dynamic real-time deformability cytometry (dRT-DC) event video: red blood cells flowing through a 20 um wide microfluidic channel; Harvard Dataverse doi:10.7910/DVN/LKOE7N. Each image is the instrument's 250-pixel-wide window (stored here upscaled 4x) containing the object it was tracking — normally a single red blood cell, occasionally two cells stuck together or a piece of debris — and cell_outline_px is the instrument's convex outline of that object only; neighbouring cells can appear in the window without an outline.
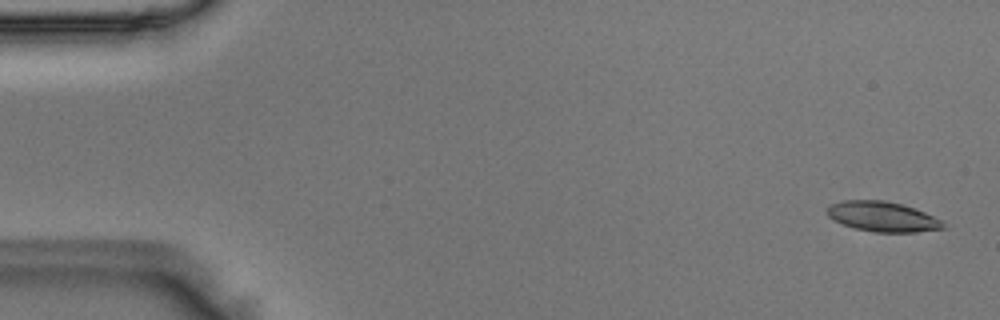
{"species": "Egyptian fruit bat (a non-hibernating species)", "species_latin": "Rousettus aegyptiacus", "temperature_condition": "room temperature", "stored_images_in_passage": 51, "camera_frame_rate_fps": 3000, "um_per_image_px": 0.085, "animal": {"sex": "male"}, "frame": {"image": 1, "passage_image": 2, "time_ms": 0.333, "image_size_px": [1000, 320], "cell_outline_px": [[948, 228], [916, 232], [876, 232], [856, 228], [832, 220], [828, 216], [828, 208], [832, 204], [844, 200], [884, 200], [900, 204], [924, 212], [940, 220]], "centroid_in_image_um": [75.02, 18.42], "position_along_channel_um": 10.0, "area_um2": 20.0}}
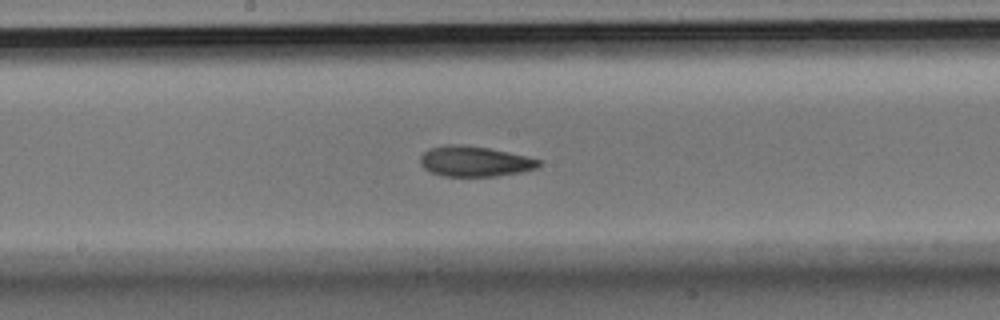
{"frame": {"image": 2, "passage_image": 27, "time_ms": 8.667, "image_size_px": [1000, 320], "cell_outline_px": [[544, 160], [536, 168], [520, 172], [496, 176], [444, 176], [432, 172], [424, 168], [420, 164], [420, 156], [428, 148], [444, 144], [464, 144], [488, 148], [508, 152]], "centroid_in_image_um": [40.33, 13.7], "position_along_channel_um": 207.9, "area_um2": 21.1}}
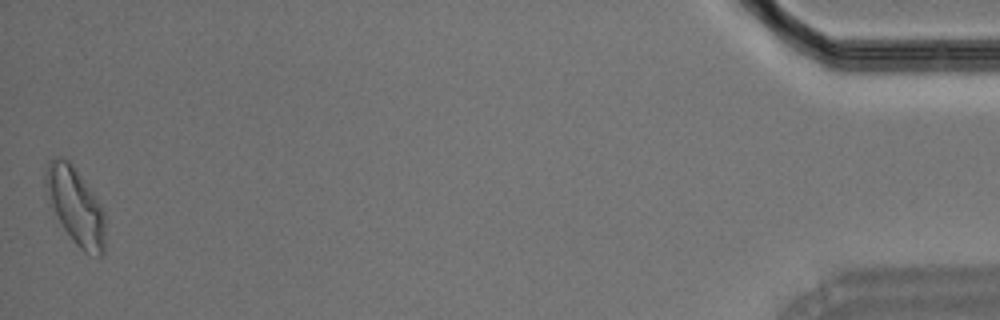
{"frame": {"image": 3, "passage_image": 51, "time_ms": 16.667, "image_size_px": [1000, 320], "cell_outline_px": [[104, 252], [100, 256], [84, 252], [72, 240], [64, 228], [52, 204], [44, 184], [44, 172], [48, 160], [60, 156], [68, 160], [72, 164], [100, 204], [104, 212]], "centroid_in_image_um": [6.41, 17.48], "position_along_channel_um": 428.8, "area_um2": 25.95}}